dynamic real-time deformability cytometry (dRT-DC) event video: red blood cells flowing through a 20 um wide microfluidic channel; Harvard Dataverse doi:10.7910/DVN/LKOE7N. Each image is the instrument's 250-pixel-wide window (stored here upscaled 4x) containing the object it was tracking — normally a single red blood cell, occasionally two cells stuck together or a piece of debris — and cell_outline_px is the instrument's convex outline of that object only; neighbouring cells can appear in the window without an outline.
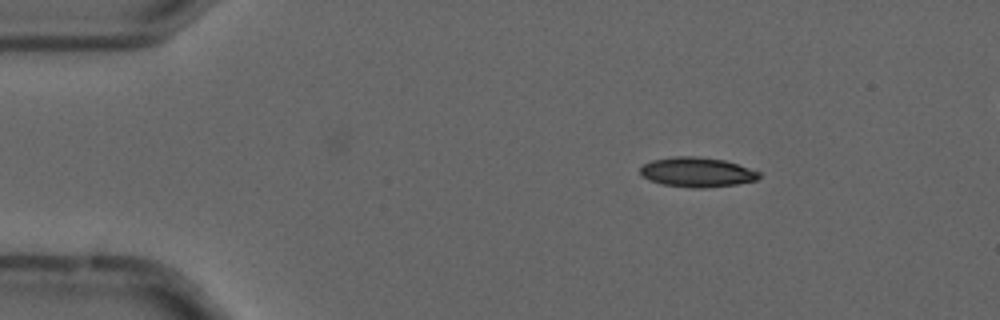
{"species": "common noctule bat (a hibernating species)", "species_latin": "Nyctalus noctula", "temperature_condition": "cold", "stored_images_in_passage": 5, "camera_frame_rate_fps": 3000, "um_per_image_px": 0.085, "animal": {"sex": "male", "forearm_length_mm": 52.5}, "frame": {"image": 1, "passage_image": 2, "time_ms": 0.333, "image_size_px": [1000, 320], "cell_outline_px": [[760, 176], [756, 180], [736, 184], [704, 188], [692, 188], [664, 184], [648, 180], [640, 172], [640, 168], [644, 164], [652, 160], [676, 156], [696, 156], [724, 160], [760, 172]], "centroid_in_image_um": [59.23, 14.63], "position_along_channel_um": 25.8, "area_um2": 20.35}}